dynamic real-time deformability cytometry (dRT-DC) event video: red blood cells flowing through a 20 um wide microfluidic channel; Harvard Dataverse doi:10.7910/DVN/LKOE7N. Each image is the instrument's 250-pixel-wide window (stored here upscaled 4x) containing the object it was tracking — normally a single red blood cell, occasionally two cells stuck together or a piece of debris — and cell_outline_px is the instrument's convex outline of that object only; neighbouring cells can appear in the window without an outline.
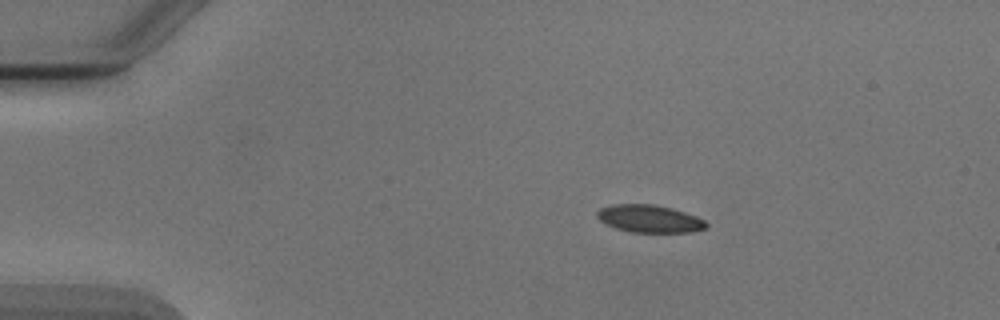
{"species": "Egyptian fruit bat (a non-hibernating species)", "species_latin": "Rousettus aegyptiacus", "temperature_condition": "cold", "stored_images_in_passage": 6, "camera_frame_rate_fps": 3000, "um_per_image_px": 0.085, "animal": {"sex": "male"}, "frame": {"image": 1, "passage_image": 1, "time_ms": 0.0, "image_size_px": [1000, 320], "cell_outline_px": [[708, 224], [704, 228], [692, 232], [632, 232], [616, 228], [600, 220], [596, 216], [596, 212], [600, 208], [612, 204], [652, 204], [672, 208], [696, 216], [704, 220]], "centroid_in_image_um": [55.19, 18.58], "position_along_channel_um": 29.8, "area_um2": 17.4}}
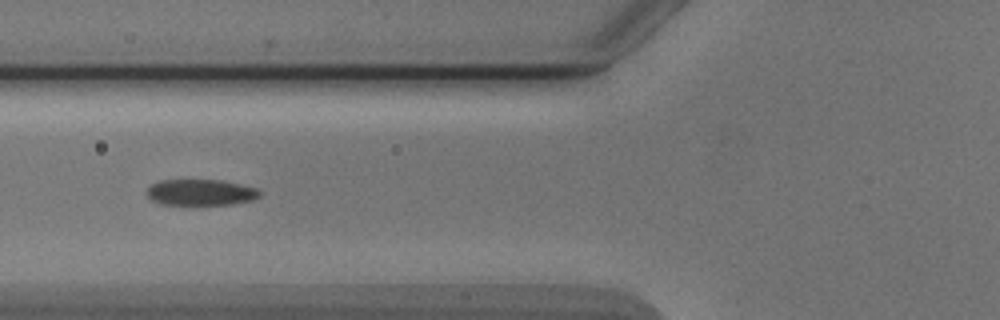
{"frame": {"image": 2, "passage_image": 4, "time_ms": 3.667, "image_size_px": [1000, 320], "cell_outline_px": [[260, 196], [252, 200], [232, 204], [196, 208], [160, 204], [152, 200], [144, 192], [152, 184], [160, 180], [224, 180], [256, 188], [260, 192]], "centroid_in_image_um": [17.02, 16.41], "position_along_channel_um": 108.8, "area_um2": 18.15}}
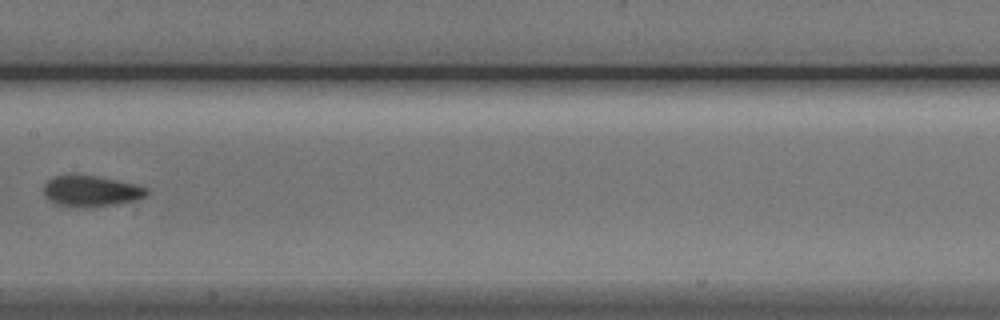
{"frame": {"image": 3, "passage_image": 6, "time_ms": 6.0, "image_size_px": [1000, 320], "cell_outline_px": [[148, 192], [144, 196], [116, 204], [88, 208], [68, 208], [56, 204], [48, 200], [44, 196], [44, 184], [52, 176], [96, 176], [116, 180], [148, 188]], "centroid_in_image_um": [7.65, 16.28], "position_along_channel_um": 199.8, "area_um2": 18.44}}